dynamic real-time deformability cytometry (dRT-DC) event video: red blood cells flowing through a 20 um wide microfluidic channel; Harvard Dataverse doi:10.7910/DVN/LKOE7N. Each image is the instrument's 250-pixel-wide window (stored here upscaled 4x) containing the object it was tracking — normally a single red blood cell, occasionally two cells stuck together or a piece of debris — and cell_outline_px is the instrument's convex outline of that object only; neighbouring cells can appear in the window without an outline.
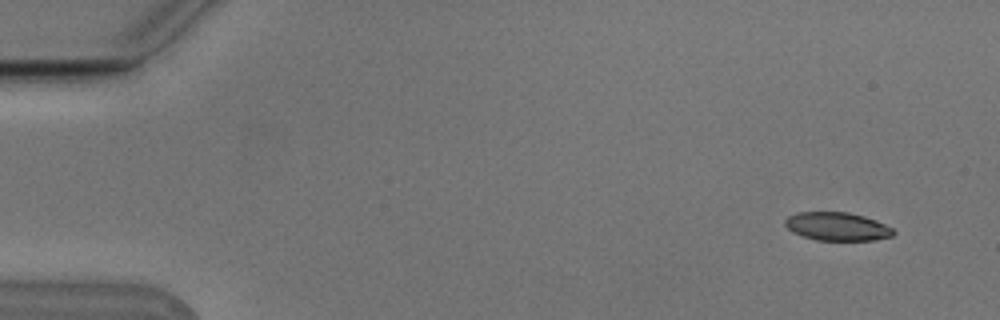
{"species": "Egyptian fruit bat (a non-hibernating species)", "species_latin": "Rousettus aegyptiacus", "temperature_condition": "cold", "stored_images_in_passage": 4, "camera_frame_rate_fps": 3000, "um_per_image_px": 0.085, "animal": {"sex": "male"}, "frame": {"image": 1, "passage_image": 1, "time_ms": 0.0, "image_size_px": [1000, 320], "cell_outline_px": [[896, 232], [892, 236], [872, 240], [816, 240], [792, 232], [784, 224], [784, 220], [788, 216], [800, 212], [848, 212], [864, 216], [876, 220], [892, 228]], "centroid_in_image_um": [71.15, 19.24], "position_along_channel_um": 13.8, "area_um2": 17.8}}
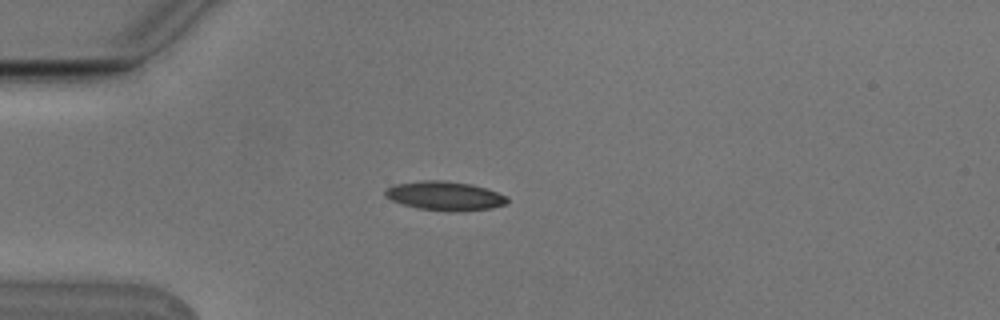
{"frame": {"image": 2, "passage_image": 4, "time_ms": 1.0, "image_size_px": [1000, 320], "cell_outline_px": [[508, 204], [492, 208], [460, 212], [452, 212], [416, 208], [392, 200], [384, 196], [384, 192], [392, 184], [424, 180], [444, 180], [472, 184], [508, 196]], "centroid_in_image_um": [37.83, 16.65], "position_along_channel_um": 47.2, "area_um2": 20.87}}